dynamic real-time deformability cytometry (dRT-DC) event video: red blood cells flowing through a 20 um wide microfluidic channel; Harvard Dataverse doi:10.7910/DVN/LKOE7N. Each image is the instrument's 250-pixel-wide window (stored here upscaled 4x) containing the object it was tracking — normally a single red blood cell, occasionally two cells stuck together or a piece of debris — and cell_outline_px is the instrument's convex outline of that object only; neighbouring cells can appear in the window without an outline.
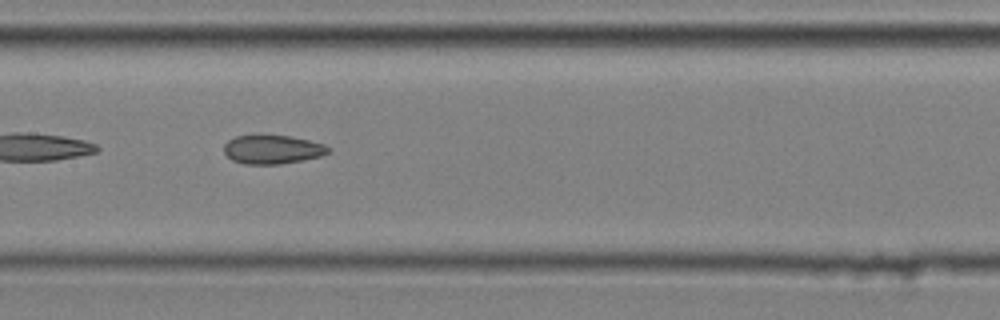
{"species": "common noctule bat (a hibernating species)", "species_latin": "Nyctalus noctula", "temperature_condition": "cold", "stored_images_in_passage": 34, "camera_frame_rate_fps": 3000, "um_per_image_px": 0.085, "animal": {"sex": "male", "body_mass_g": 20.4}, "frame": {"image": 1, "passage_image": 10, "time_ms": 3.0, "image_size_px": [1000, 320], "cell_outline_px": [[332, 148], [328, 152], [320, 156], [280, 164], [244, 164], [232, 160], [224, 152], [224, 144], [228, 140], [236, 136], [256, 132], [292, 136], [324, 144]], "centroid_in_image_um": [23.11, 12.65], "position_along_channel_um": 184.3, "area_um2": 18.09}}